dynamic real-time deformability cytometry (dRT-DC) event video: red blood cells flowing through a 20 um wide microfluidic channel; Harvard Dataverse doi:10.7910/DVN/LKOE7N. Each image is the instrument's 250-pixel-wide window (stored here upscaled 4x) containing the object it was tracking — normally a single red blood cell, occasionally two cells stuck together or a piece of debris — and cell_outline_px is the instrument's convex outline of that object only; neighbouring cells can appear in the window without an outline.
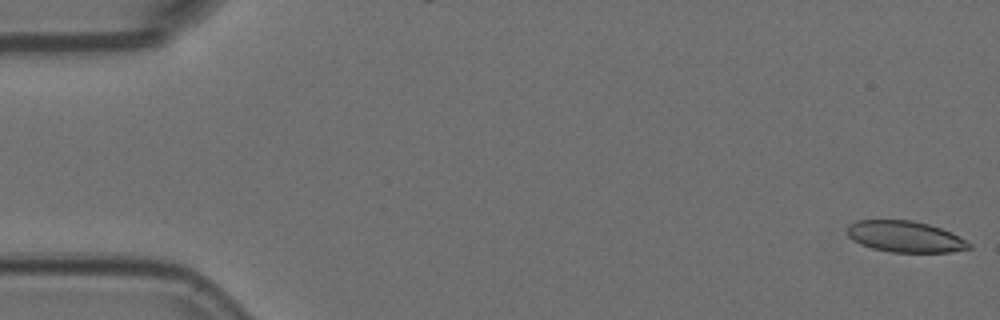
{"species": "Egyptian fruit bat (a non-hibernating species)", "species_latin": "Rousettus aegyptiacus", "temperature_condition": "room temperature", "stored_images_in_passage": 6, "camera_frame_rate_fps": 3000, "um_per_image_px": 0.085, "animal": {"sex": "female"}, "frame": {"image": 1, "passage_image": 1, "time_ms": 0.0, "image_size_px": [1000, 320], "cell_outline_px": [[972, 248], [952, 252], [892, 252], [872, 248], [860, 244], [852, 240], [848, 236], [848, 224], [856, 220], [912, 220], [928, 224], [952, 232], [972, 244]], "centroid_in_image_um": [76.94, 20.11], "position_along_channel_um": 8.1, "area_um2": 22.25}}
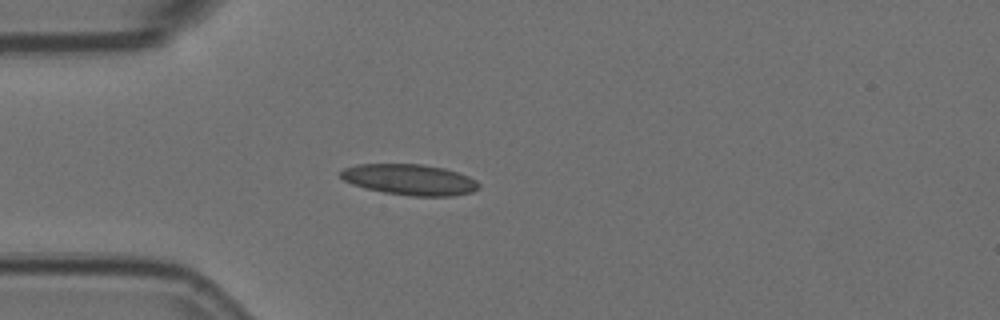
{"frame": {"image": 2, "passage_image": 5, "time_ms": 1.333, "image_size_px": [1000, 320], "cell_outline_px": [[480, 188], [472, 192], [452, 196], [412, 196], [384, 192], [364, 188], [352, 184], [344, 180], [340, 176], [340, 172], [344, 168], [356, 164], [424, 164], [444, 168], [468, 176], [476, 180], [480, 184]], "centroid_in_image_um": [34.83, 15.27], "position_along_channel_um": 50.2, "area_um2": 24.91}}